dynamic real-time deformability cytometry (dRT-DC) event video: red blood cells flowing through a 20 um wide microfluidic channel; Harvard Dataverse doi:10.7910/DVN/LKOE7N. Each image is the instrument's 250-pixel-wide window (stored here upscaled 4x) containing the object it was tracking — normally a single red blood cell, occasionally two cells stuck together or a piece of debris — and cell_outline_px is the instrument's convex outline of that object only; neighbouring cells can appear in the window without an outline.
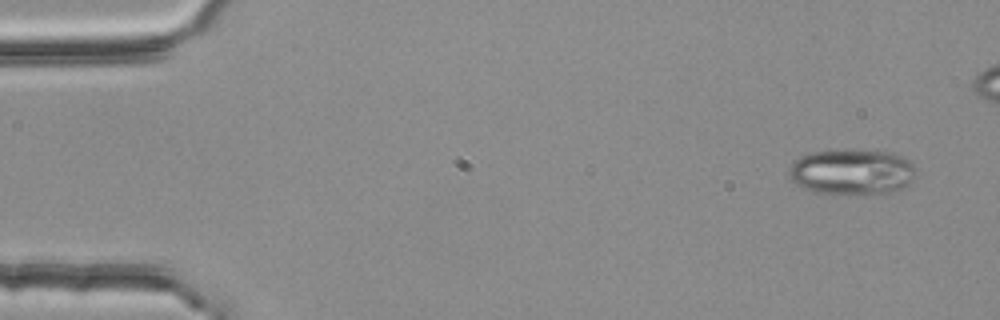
{"species": "common noctule bat (a hibernating species)", "species_latin": "Nyctalus noctula", "temperature_condition": "room temperature", "stored_images_in_passage": 4, "camera_frame_rate_fps": 3000, "um_per_image_px": 0.085, "animal": {"sex": "female", "body_mass_g": 25.1}, "frame": {"image": 1, "passage_image": 1, "time_ms": 0.0, "image_size_px": [1000, 320], "cell_outline_px": [[912, 180], [908, 184], [900, 188], [888, 192], [848, 196], [816, 192], [804, 188], [796, 184], [788, 176], [788, 168], [792, 160], [808, 152], [844, 148], [848, 148], [892, 152], [904, 156], [912, 164]], "centroid_in_image_um": [72.32, 14.59], "position_along_channel_um": 12.7, "area_um2": 34.68}}